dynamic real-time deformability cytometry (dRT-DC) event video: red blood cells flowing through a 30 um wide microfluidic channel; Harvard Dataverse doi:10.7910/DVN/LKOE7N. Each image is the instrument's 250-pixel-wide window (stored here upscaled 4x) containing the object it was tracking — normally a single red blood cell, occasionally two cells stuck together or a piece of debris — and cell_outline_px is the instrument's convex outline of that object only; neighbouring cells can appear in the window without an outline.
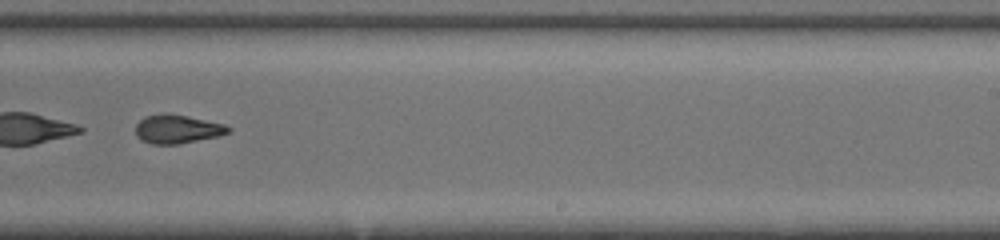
{"species": "common noctule bat (a hibernating species)", "species_latin": "Nyctalus noctula", "temperature_condition": "room temperature", "stored_images_in_passage": 49, "segment_of_instrument_passage": [2, 2], "camera_frame_rate_fps": 3000, "um_per_image_px": 0.085, "animal": {"sex": "female", "body_mass_g": 20.0, "forearm_length_mm": 54.0}, "frame": {"image": 1, "passage_image": 34, "time_ms": 11.0, "image_size_px": [1000, 240], "cell_outline_px": [[232, 132], [216, 136], [180, 144], [152, 144], [140, 140], [136, 136], [136, 124], [144, 116], [160, 112], [168, 112], [188, 116], [224, 124], [232, 128]], "centroid_in_image_um": [15.04, 10.95], "position_along_channel_um": 274.0, "area_um2": 15.78}}
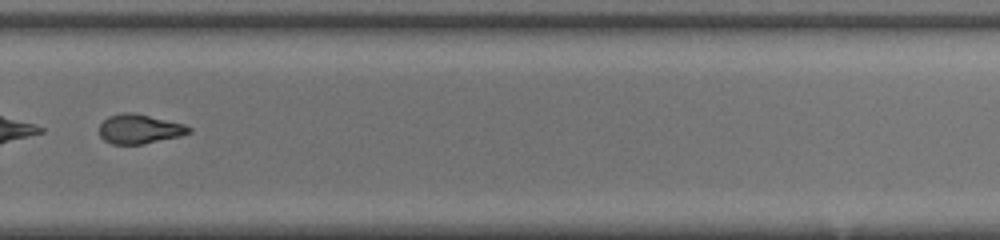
{"frame": {"image": 2, "passage_image": 37, "time_ms": 12.0, "image_size_px": [1000, 240], "cell_outline_px": [[192, 132], [180, 136], [144, 144], [112, 144], [104, 140], [100, 136], [100, 124], [108, 116], [124, 112], [136, 112], [184, 124], [192, 128]], "centroid_in_image_um": [11.87, 10.96], "position_along_channel_um": 317.9, "area_um2": 15.49}}